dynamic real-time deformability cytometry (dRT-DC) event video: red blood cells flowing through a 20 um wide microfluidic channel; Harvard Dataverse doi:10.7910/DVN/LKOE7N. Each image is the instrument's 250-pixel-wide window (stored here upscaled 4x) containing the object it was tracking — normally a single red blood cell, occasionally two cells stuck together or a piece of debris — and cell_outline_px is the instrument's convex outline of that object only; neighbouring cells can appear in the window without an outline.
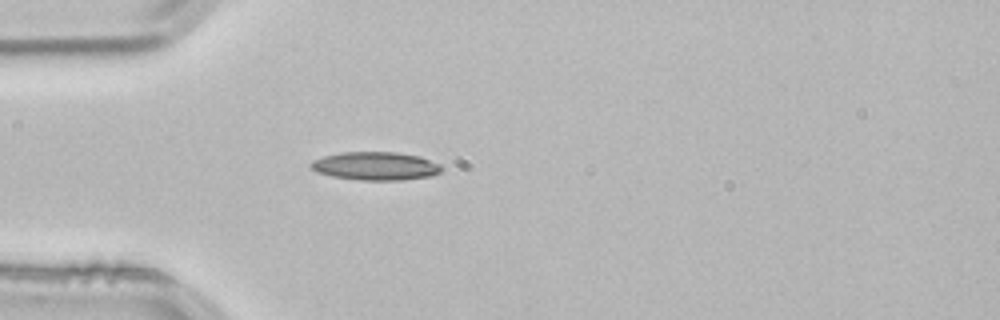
{"species": "common noctule bat (a hibernating species)", "species_latin": "Nyctalus noctula", "temperature_condition": "room temperature", "stored_images_in_passage": 46, "camera_frame_rate_fps": 3000, "um_per_image_px": 0.085, "animal": {"sex": "male", "body_mass_g": 21.5, "forearm_length_mm": 52.0}, "frame": {"image": 1, "passage_image": 8, "time_ms": 2.333, "image_size_px": [1000, 320], "cell_outline_px": [[444, 168], [440, 172], [432, 176], [404, 180], [360, 180], [332, 176], [316, 172], [308, 164], [312, 160], [324, 156], [340, 152], [396, 152], [420, 156], [440, 164]], "centroid_in_image_um": [31.93, 14.11], "position_along_channel_um": 53.1, "area_um2": 21.73}}
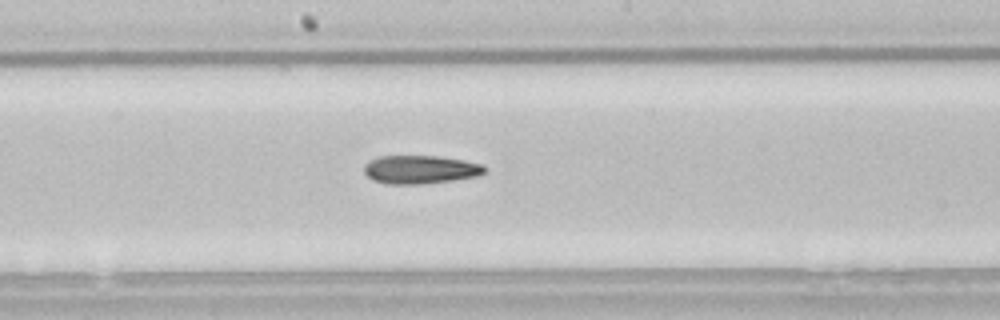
{"frame": {"image": 2, "passage_image": 21, "time_ms": 6.667, "image_size_px": [1000, 320], "cell_outline_px": [[488, 168], [484, 172], [476, 176], [452, 180], [420, 184], [388, 184], [372, 180], [364, 172], [364, 164], [380, 156], [436, 156], [464, 160], [484, 164]], "centroid_in_image_um": [35.74, 14.41], "position_along_channel_um": 212.5, "area_um2": 19.88}}
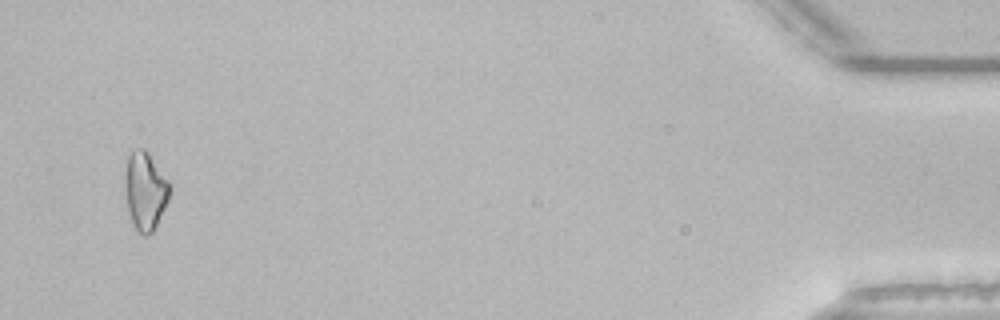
{"frame": {"image": 3, "passage_image": 44, "time_ms": 14.333, "image_size_px": [1000, 320], "cell_outline_px": [[168, 200], [152, 232], [144, 236], [136, 232], [132, 224], [128, 212], [124, 196], [124, 176], [128, 156], [136, 148], [144, 148], [148, 152], [168, 180]], "centroid_in_image_um": [12.28, 16.24], "position_along_channel_um": 422.9, "area_um2": 20.35}}